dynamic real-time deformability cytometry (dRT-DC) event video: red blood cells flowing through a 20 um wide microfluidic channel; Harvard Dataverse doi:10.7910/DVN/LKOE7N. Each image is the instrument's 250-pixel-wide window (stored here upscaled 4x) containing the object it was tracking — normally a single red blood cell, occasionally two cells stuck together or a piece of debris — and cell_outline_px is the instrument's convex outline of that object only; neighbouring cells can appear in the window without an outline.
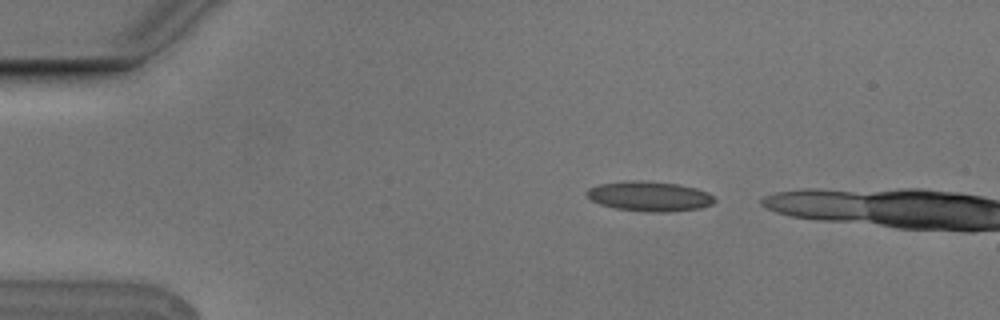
{"species": "Egyptian fruit bat (a non-hibernating species)", "species_latin": "Rousettus aegyptiacus", "temperature_condition": "cold", "stored_images_in_passage": 2, "camera_frame_rate_fps": 3000, "um_per_image_px": 0.085, "animal": {"sex": "male"}, "frame": {"image": 1, "passage_image": 1, "time_ms": 0.0, "image_size_px": [1000, 320], "cell_outline_px": [[716, 200], [712, 204], [700, 208], [668, 212], [652, 212], [616, 208], [600, 204], [592, 200], [584, 192], [588, 188], [600, 184], [628, 180], [640, 180], [680, 184], [696, 188], [708, 192]], "centroid_in_image_um": [55.21, 16.67], "position_along_channel_um": 29.8, "area_um2": 22.25}}